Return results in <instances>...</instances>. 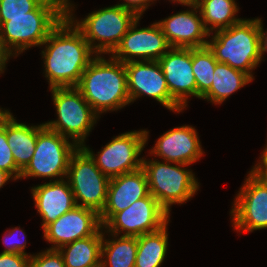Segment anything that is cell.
Masks as SVG:
<instances>
[{
  "mask_svg": "<svg viewBox=\"0 0 267 267\" xmlns=\"http://www.w3.org/2000/svg\"><path fill=\"white\" fill-rule=\"evenodd\" d=\"M42 45H46L41 54L50 88L76 87L96 56L81 31L66 15Z\"/></svg>",
  "mask_w": 267,
  "mask_h": 267,
  "instance_id": "6da1fadb",
  "label": "cell"
},
{
  "mask_svg": "<svg viewBox=\"0 0 267 267\" xmlns=\"http://www.w3.org/2000/svg\"><path fill=\"white\" fill-rule=\"evenodd\" d=\"M109 59L96 54L76 86L98 115L131 103L125 63L112 56Z\"/></svg>",
  "mask_w": 267,
  "mask_h": 267,
  "instance_id": "7a4b0ae2",
  "label": "cell"
},
{
  "mask_svg": "<svg viewBox=\"0 0 267 267\" xmlns=\"http://www.w3.org/2000/svg\"><path fill=\"white\" fill-rule=\"evenodd\" d=\"M261 19L243 18L226 29L215 31L207 44L215 59L254 79L252 71L264 57Z\"/></svg>",
  "mask_w": 267,
  "mask_h": 267,
  "instance_id": "3957f363",
  "label": "cell"
},
{
  "mask_svg": "<svg viewBox=\"0 0 267 267\" xmlns=\"http://www.w3.org/2000/svg\"><path fill=\"white\" fill-rule=\"evenodd\" d=\"M65 15L66 0H43L27 16L8 17L0 30L2 46L13 57L28 48L41 47Z\"/></svg>",
  "mask_w": 267,
  "mask_h": 267,
  "instance_id": "277c9868",
  "label": "cell"
},
{
  "mask_svg": "<svg viewBox=\"0 0 267 267\" xmlns=\"http://www.w3.org/2000/svg\"><path fill=\"white\" fill-rule=\"evenodd\" d=\"M69 1L66 0V16L81 31L91 49L100 55L111 54L138 18L134 12L114 5L93 11L80 21L74 20V6Z\"/></svg>",
  "mask_w": 267,
  "mask_h": 267,
  "instance_id": "5b68a950",
  "label": "cell"
},
{
  "mask_svg": "<svg viewBox=\"0 0 267 267\" xmlns=\"http://www.w3.org/2000/svg\"><path fill=\"white\" fill-rule=\"evenodd\" d=\"M176 164V165H175ZM188 165L143 157L142 169L145 171L150 194L170 214L172 204H183L191 199L199 189L198 180Z\"/></svg>",
  "mask_w": 267,
  "mask_h": 267,
  "instance_id": "8992f818",
  "label": "cell"
},
{
  "mask_svg": "<svg viewBox=\"0 0 267 267\" xmlns=\"http://www.w3.org/2000/svg\"><path fill=\"white\" fill-rule=\"evenodd\" d=\"M56 108L57 120L44 125L60 135L73 139L78 147L85 144V139L98 120L99 115L76 87L50 88Z\"/></svg>",
  "mask_w": 267,
  "mask_h": 267,
  "instance_id": "52a82bcc",
  "label": "cell"
},
{
  "mask_svg": "<svg viewBox=\"0 0 267 267\" xmlns=\"http://www.w3.org/2000/svg\"><path fill=\"white\" fill-rule=\"evenodd\" d=\"M78 149L74 142L47 128L37 126V143L32 159L21 171L20 179L27 177L66 178L71 155ZM60 177V179H57Z\"/></svg>",
  "mask_w": 267,
  "mask_h": 267,
  "instance_id": "ba28073f",
  "label": "cell"
},
{
  "mask_svg": "<svg viewBox=\"0 0 267 267\" xmlns=\"http://www.w3.org/2000/svg\"><path fill=\"white\" fill-rule=\"evenodd\" d=\"M66 179L77 206L95 210L98 214L102 212L110 179L100 171L82 147H78L71 155Z\"/></svg>",
  "mask_w": 267,
  "mask_h": 267,
  "instance_id": "9c48e42d",
  "label": "cell"
},
{
  "mask_svg": "<svg viewBox=\"0 0 267 267\" xmlns=\"http://www.w3.org/2000/svg\"><path fill=\"white\" fill-rule=\"evenodd\" d=\"M148 133L145 129L122 133L106 144L96 156L89 147L83 145L82 148L95 161L100 171L111 179L142 168L143 158L140 155L148 141Z\"/></svg>",
  "mask_w": 267,
  "mask_h": 267,
  "instance_id": "30bf717a",
  "label": "cell"
},
{
  "mask_svg": "<svg viewBox=\"0 0 267 267\" xmlns=\"http://www.w3.org/2000/svg\"><path fill=\"white\" fill-rule=\"evenodd\" d=\"M170 214L151 195L138 199L127 209L116 213L104 226L107 233L139 237L153 233L169 223Z\"/></svg>",
  "mask_w": 267,
  "mask_h": 267,
  "instance_id": "8fae6325",
  "label": "cell"
},
{
  "mask_svg": "<svg viewBox=\"0 0 267 267\" xmlns=\"http://www.w3.org/2000/svg\"><path fill=\"white\" fill-rule=\"evenodd\" d=\"M128 95L131 103L138 97H152L174 112L184 110L170 95L165 75L158 61H130L125 63Z\"/></svg>",
  "mask_w": 267,
  "mask_h": 267,
  "instance_id": "7c38bea8",
  "label": "cell"
},
{
  "mask_svg": "<svg viewBox=\"0 0 267 267\" xmlns=\"http://www.w3.org/2000/svg\"><path fill=\"white\" fill-rule=\"evenodd\" d=\"M140 18L131 24L119 45L111 53L114 59L123 63L135 60L158 61L171 48L157 22L150 27L138 29Z\"/></svg>",
  "mask_w": 267,
  "mask_h": 267,
  "instance_id": "4fadbf2b",
  "label": "cell"
},
{
  "mask_svg": "<svg viewBox=\"0 0 267 267\" xmlns=\"http://www.w3.org/2000/svg\"><path fill=\"white\" fill-rule=\"evenodd\" d=\"M239 190L230 211L233 228L239 232L266 229L267 187L249 173Z\"/></svg>",
  "mask_w": 267,
  "mask_h": 267,
  "instance_id": "5bb4252c",
  "label": "cell"
},
{
  "mask_svg": "<svg viewBox=\"0 0 267 267\" xmlns=\"http://www.w3.org/2000/svg\"><path fill=\"white\" fill-rule=\"evenodd\" d=\"M171 97L184 109L189 96L197 97L192 70V48L171 47L158 60Z\"/></svg>",
  "mask_w": 267,
  "mask_h": 267,
  "instance_id": "9a60e30c",
  "label": "cell"
},
{
  "mask_svg": "<svg viewBox=\"0 0 267 267\" xmlns=\"http://www.w3.org/2000/svg\"><path fill=\"white\" fill-rule=\"evenodd\" d=\"M101 227L99 214L95 210L76 206L48 224L43 233L44 239L54 244L49 249H59L78 239L93 236Z\"/></svg>",
  "mask_w": 267,
  "mask_h": 267,
  "instance_id": "2e32d148",
  "label": "cell"
},
{
  "mask_svg": "<svg viewBox=\"0 0 267 267\" xmlns=\"http://www.w3.org/2000/svg\"><path fill=\"white\" fill-rule=\"evenodd\" d=\"M150 194L145 171L118 175L109 180L106 204L99 214L102 227L118 212Z\"/></svg>",
  "mask_w": 267,
  "mask_h": 267,
  "instance_id": "e0dca14e",
  "label": "cell"
},
{
  "mask_svg": "<svg viewBox=\"0 0 267 267\" xmlns=\"http://www.w3.org/2000/svg\"><path fill=\"white\" fill-rule=\"evenodd\" d=\"M189 7L192 9L178 12L157 22L171 47L202 48L208 44L205 38L210 37V34L203 25L199 8L195 3Z\"/></svg>",
  "mask_w": 267,
  "mask_h": 267,
  "instance_id": "ac0fdd59",
  "label": "cell"
},
{
  "mask_svg": "<svg viewBox=\"0 0 267 267\" xmlns=\"http://www.w3.org/2000/svg\"><path fill=\"white\" fill-rule=\"evenodd\" d=\"M197 134L189 125L170 129L158 138L150 154L172 164L191 165L204 154Z\"/></svg>",
  "mask_w": 267,
  "mask_h": 267,
  "instance_id": "d6986e66",
  "label": "cell"
},
{
  "mask_svg": "<svg viewBox=\"0 0 267 267\" xmlns=\"http://www.w3.org/2000/svg\"><path fill=\"white\" fill-rule=\"evenodd\" d=\"M31 193L37 212L41 215L43 229L77 206L68 180L50 179L49 183L32 187Z\"/></svg>",
  "mask_w": 267,
  "mask_h": 267,
  "instance_id": "ffe728a7",
  "label": "cell"
},
{
  "mask_svg": "<svg viewBox=\"0 0 267 267\" xmlns=\"http://www.w3.org/2000/svg\"><path fill=\"white\" fill-rule=\"evenodd\" d=\"M7 143L12 149L14 162L22 171L32 159L37 143V125L18 123L9 110H6Z\"/></svg>",
  "mask_w": 267,
  "mask_h": 267,
  "instance_id": "44dd1931",
  "label": "cell"
},
{
  "mask_svg": "<svg viewBox=\"0 0 267 267\" xmlns=\"http://www.w3.org/2000/svg\"><path fill=\"white\" fill-rule=\"evenodd\" d=\"M103 227L93 236L78 239L61 246L65 267H101Z\"/></svg>",
  "mask_w": 267,
  "mask_h": 267,
  "instance_id": "7402d4cb",
  "label": "cell"
},
{
  "mask_svg": "<svg viewBox=\"0 0 267 267\" xmlns=\"http://www.w3.org/2000/svg\"><path fill=\"white\" fill-rule=\"evenodd\" d=\"M253 79L246 73L218 62L211 87L201 96L213 104H222L231 94L250 83Z\"/></svg>",
  "mask_w": 267,
  "mask_h": 267,
  "instance_id": "603a6c76",
  "label": "cell"
},
{
  "mask_svg": "<svg viewBox=\"0 0 267 267\" xmlns=\"http://www.w3.org/2000/svg\"><path fill=\"white\" fill-rule=\"evenodd\" d=\"M203 25L209 34L226 29L242 20L235 17L239 11L235 0H195ZM210 26V27H209Z\"/></svg>",
  "mask_w": 267,
  "mask_h": 267,
  "instance_id": "cb8c5ba5",
  "label": "cell"
},
{
  "mask_svg": "<svg viewBox=\"0 0 267 267\" xmlns=\"http://www.w3.org/2000/svg\"><path fill=\"white\" fill-rule=\"evenodd\" d=\"M104 235L105 232L101 246V267H135L137 237L120 236L117 238V235L111 234L115 239L107 240Z\"/></svg>",
  "mask_w": 267,
  "mask_h": 267,
  "instance_id": "d4e9b609",
  "label": "cell"
},
{
  "mask_svg": "<svg viewBox=\"0 0 267 267\" xmlns=\"http://www.w3.org/2000/svg\"><path fill=\"white\" fill-rule=\"evenodd\" d=\"M166 224L160 230L137 237L138 248L135 267H160L168 247Z\"/></svg>",
  "mask_w": 267,
  "mask_h": 267,
  "instance_id": "484cf974",
  "label": "cell"
},
{
  "mask_svg": "<svg viewBox=\"0 0 267 267\" xmlns=\"http://www.w3.org/2000/svg\"><path fill=\"white\" fill-rule=\"evenodd\" d=\"M218 61L208 46L192 48V70L197 85V98L211 87L213 74Z\"/></svg>",
  "mask_w": 267,
  "mask_h": 267,
  "instance_id": "4316f807",
  "label": "cell"
},
{
  "mask_svg": "<svg viewBox=\"0 0 267 267\" xmlns=\"http://www.w3.org/2000/svg\"><path fill=\"white\" fill-rule=\"evenodd\" d=\"M11 150L6 136V110L0 108V169L16 180L20 179L21 170L16 166Z\"/></svg>",
  "mask_w": 267,
  "mask_h": 267,
  "instance_id": "83f0119b",
  "label": "cell"
},
{
  "mask_svg": "<svg viewBox=\"0 0 267 267\" xmlns=\"http://www.w3.org/2000/svg\"><path fill=\"white\" fill-rule=\"evenodd\" d=\"M43 0H0L1 21H8V17L27 16Z\"/></svg>",
  "mask_w": 267,
  "mask_h": 267,
  "instance_id": "f1b7e54d",
  "label": "cell"
},
{
  "mask_svg": "<svg viewBox=\"0 0 267 267\" xmlns=\"http://www.w3.org/2000/svg\"><path fill=\"white\" fill-rule=\"evenodd\" d=\"M29 267H65V264L58 249H47L37 255H31Z\"/></svg>",
  "mask_w": 267,
  "mask_h": 267,
  "instance_id": "f546056e",
  "label": "cell"
},
{
  "mask_svg": "<svg viewBox=\"0 0 267 267\" xmlns=\"http://www.w3.org/2000/svg\"><path fill=\"white\" fill-rule=\"evenodd\" d=\"M18 231L21 232L22 236L26 239V236H25L26 234L22 229H20V227L19 228L15 227V228L10 229L9 231H6L8 233L5 234V236L3 237V244L5 245L6 248L3 250V253H14V254L28 255L24 250L26 248V244H27L26 240L21 241L18 238L17 239L15 238L18 234ZM21 233H20V235H21Z\"/></svg>",
  "mask_w": 267,
  "mask_h": 267,
  "instance_id": "4dcf8cb0",
  "label": "cell"
},
{
  "mask_svg": "<svg viewBox=\"0 0 267 267\" xmlns=\"http://www.w3.org/2000/svg\"><path fill=\"white\" fill-rule=\"evenodd\" d=\"M30 255L0 253V267H29Z\"/></svg>",
  "mask_w": 267,
  "mask_h": 267,
  "instance_id": "1f68e13d",
  "label": "cell"
},
{
  "mask_svg": "<svg viewBox=\"0 0 267 267\" xmlns=\"http://www.w3.org/2000/svg\"><path fill=\"white\" fill-rule=\"evenodd\" d=\"M260 156V161L253 166L250 173L267 187V145Z\"/></svg>",
  "mask_w": 267,
  "mask_h": 267,
  "instance_id": "d6a6232c",
  "label": "cell"
},
{
  "mask_svg": "<svg viewBox=\"0 0 267 267\" xmlns=\"http://www.w3.org/2000/svg\"><path fill=\"white\" fill-rule=\"evenodd\" d=\"M124 3L116 4L125 9L134 12L138 17H141L145 10L151 5L153 0H123Z\"/></svg>",
  "mask_w": 267,
  "mask_h": 267,
  "instance_id": "836d02e7",
  "label": "cell"
},
{
  "mask_svg": "<svg viewBox=\"0 0 267 267\" xmlns=\"http://www.w3.org/2000/svg\"><path fill=\"white\" fill-rule=\"evenodd\" d=\"M10 57L11 55L4 49L0 39V74L4 72L6 63Z\"/></svg>",
  "mask_w": 267,
  "mask_h": 267,
  "instance_id": "e575fe53",
  "label": "cell"
},
{
  "mask_svg": "<svg viewBox=\"0 0 267 267\" xmlns=\"http://www.w3.org/2000/svg\"><path fill=\"white\" fill-rule=\"evenodd\" d=\"M10 179L14 180L8 172L0 169V188L3 187Z\"/></svg>",
  "mask_w": 267,
  "mask_h": 267,
  "instance_id": "d590c367",
  "label": "cell"
},
{
  "mask_svg": "<svg viewBox=\"0 0 267 267\" xmlns=\"http://www.w3.org/2000/svg\"><path fill=\"white\" fill-rule=\"evenodd\" d=\"M262 47H263V54L267 52V31L262 29Z\"/></svg>",
  "mask_w": 267,
  "mask_h": 267,
  "instance_id": "8d00e7d4",
  "label": "cell"
},
{
  "mask_svg": "<svg viewBox=\"0 0 267 267\" xmlns=\"http://www.w3.org/2000/svg\"><path fill=\"white\" fill-rule=\"evenodd\" d=\"M153 1H155V0H153ZM171 1L176 2V3L178 2L179 4H182V5H185L188 7L195 3V0H171Z\"/></svg>",
  "mask_w": 267,
  "mask_h": 267,
  "instance_id": "74e56055",
  "label": "cell"
},
{
  "mask_svg": "<svg viewBox=\"0 0 267 267\" xmlns=\"http://www.w3.org/2000/svg\"><path fill=\"white\" fill-rule=\"evenodd\" d=\"M1 27H2V21H1V12H0V30H1Z\"/></svg>",
  "mask_w": 267,
  "mask_h": 267,
  "instance_id": "f35d334b",
  "label": "cell"
}]
</instances>
